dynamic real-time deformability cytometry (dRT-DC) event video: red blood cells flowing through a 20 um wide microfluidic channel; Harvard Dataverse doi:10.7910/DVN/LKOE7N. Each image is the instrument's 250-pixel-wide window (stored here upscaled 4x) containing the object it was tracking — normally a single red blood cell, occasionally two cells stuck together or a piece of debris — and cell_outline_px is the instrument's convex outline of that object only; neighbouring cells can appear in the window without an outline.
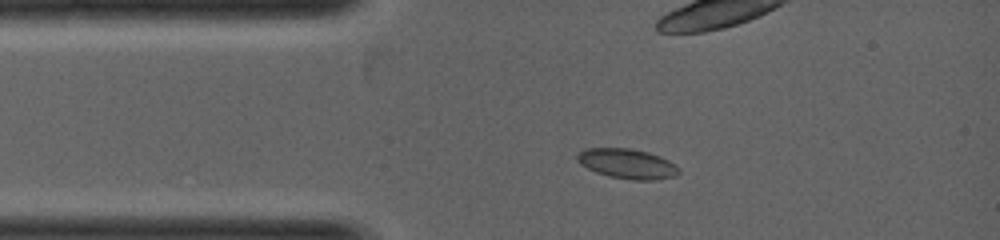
{"species": "common noctule bat (a hibernating species)", "species_latin": "Nyctalus noctula", "temperature_condition": "warm", "stored_images_in_passage": 8, "camera_frame_rate_fps": 5000, "um_per_image_px": 0.085, "animal": {"sex": "female", "body_mass_g": 19.0, "forearm_length_mm": 53.3}, "frame": {"image": 1, "passage_image": 3, "time_ms": 0.6, "image_size_px": [1000, 240], "cell_outline_px": [[680, 172], [676, 176], [656, 180], [632, 180], [608, 176], [596, 172], [580, 164], [576, 160], [576, 156], [584, 148], [628, 148], [648, 152], [660, 156], [676, 164], [680, 168]], "centroid_in_image_um": [53.34, 13.92], "position_along_channel_um": 31.7, "area_um2": 17.86}}